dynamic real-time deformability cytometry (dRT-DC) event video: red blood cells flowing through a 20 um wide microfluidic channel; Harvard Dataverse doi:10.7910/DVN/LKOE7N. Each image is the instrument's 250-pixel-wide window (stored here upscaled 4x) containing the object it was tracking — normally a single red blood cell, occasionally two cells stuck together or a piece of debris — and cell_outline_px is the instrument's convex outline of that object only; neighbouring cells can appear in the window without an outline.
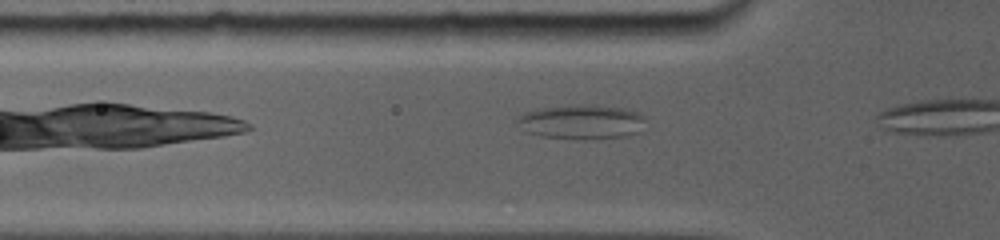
{"species": "common noctule bat (a hibernating species)", "species_latin": "Nyctalus noctula", "temperature_condition": "room temperature", "stored_images_in_passage": 6, "camera_frame_rate_fps": 5000, "um_per_image_px": 0.085, "animal": {"sex": "female", "body_mass_g": 19.0, "forearm_length_mm": 56.7}, "frame": {"image": 1, "passage_image": 3, "time_ms": 1.0, "image_size_px": [1000, 240], "cell_outline_px": [[644, 120], [640, 132], [628, 136], [580, 140], [576, 140], [540, 136], [524, 132], [516, 120], [516, 116], [524, 112], [540, 108], [568, 104], [596, 104], [624, 108], [640, 112], [644, 116]], "centroid_in_image_um": [49.41, 10.35], "position_along_channel_um": 76.4, "area_um2": 26.59}}